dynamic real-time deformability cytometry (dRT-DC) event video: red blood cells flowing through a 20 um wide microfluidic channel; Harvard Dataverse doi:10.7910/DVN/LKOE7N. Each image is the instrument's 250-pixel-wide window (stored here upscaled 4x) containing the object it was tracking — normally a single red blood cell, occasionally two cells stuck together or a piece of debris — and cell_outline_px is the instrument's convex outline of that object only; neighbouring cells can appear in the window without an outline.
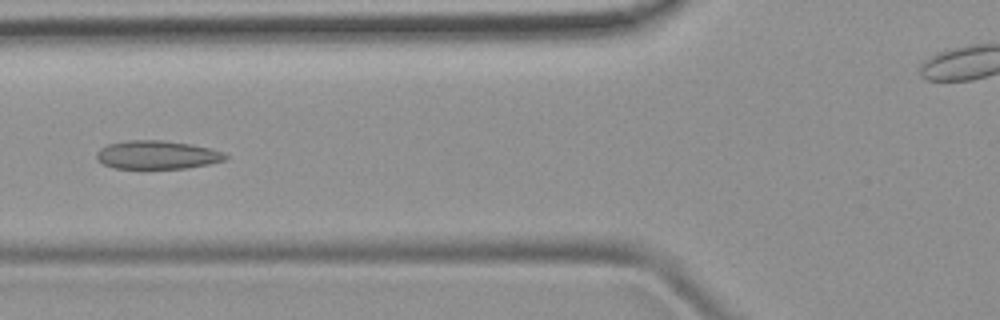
{"species": "common noctule bat (a hibernating species)", "species_latin": "Nyctalus noctula", "temperature_condition": "room temperature", "stored_images_in_passage": 5, "camera_frame_rate_fps": 3000, "um_per_image_px": 0.085, "animal": {"sex": "female", "body_mass_g": 19.9}, "frame": {"image": 1, "passage_image": 5, "time_ms": 4.333, "image_size_px": [1000, 320], "cell_outline_px": [[228, 156], [224, 160], [208, 164], [188, 168], [112, 168], [96, 160], [96, 152], [100, 148], [108, 144], [128, 140], [164, 140], [192, 144], [212, 148], [224, 152]], "centroid_in_image_um": [13.35, 13.15], "position_along_channel_um": 112.5, "area_um2": 21.5}}